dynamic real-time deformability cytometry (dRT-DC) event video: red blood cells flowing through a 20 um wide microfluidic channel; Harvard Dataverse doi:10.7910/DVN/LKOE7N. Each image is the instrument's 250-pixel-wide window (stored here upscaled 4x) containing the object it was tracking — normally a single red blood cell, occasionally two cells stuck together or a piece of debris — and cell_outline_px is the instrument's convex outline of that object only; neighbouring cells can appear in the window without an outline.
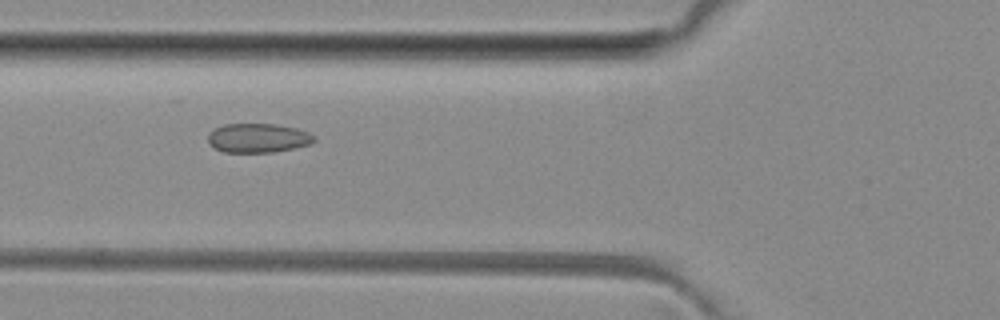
{"species": "common noctule bat (a hibernating species)", "species_latin": "Nyctalus noctula", "temperature_condition": "room temperature", "stored_images_in_passage": 7, "camera_frame_rate_fps": 3000, "um_per_image_px": 0.085, "animal": {"sex": "female", "body_mass_g": 29.2, "forearm_length_mm": 56.3}, "frame": {"image": 1, "passage_image": 5, "time_ms": 6.667, "image_size_px": [1000, 320], "cell_outline_px": [[316, 140], [312, 144], [272, 152], [224, 152], [208, 144], [208, 132], [224, 124], [276, 124], [296, 128], [308, 132], [316, 136]], "centroid_in_image_um": [21.94, 11.72], "position_along_channel_um": 103.9, "area_um2": 18.09}}
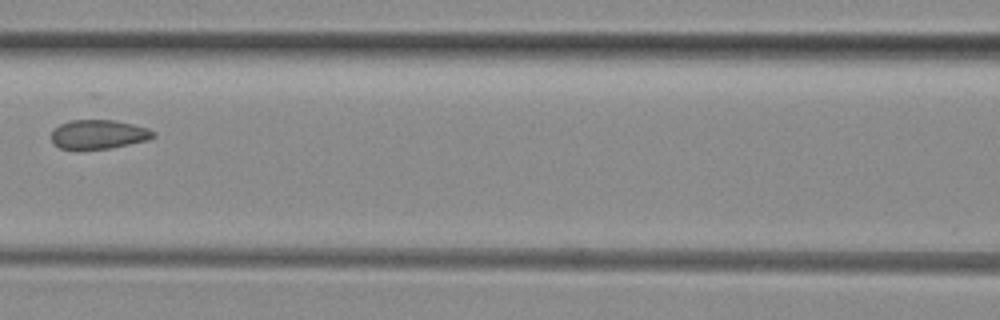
{"frame": {"image": 2, "passage_image": 6, "time_ms": 8.0, "image_size_px": [1000, 320], "cell_outline_px": [[156, 136], [148, 140], [112, 148], [76, 152], [60, 148], [52, 144], [52, 128], [60, 124], [72, 120], [116, 120], [148, 128], [156, 132]], "centroid_in_image_um": [8.34, 11.46], "position_along_channel_um": 158.3, "area_um2": 18.03}}
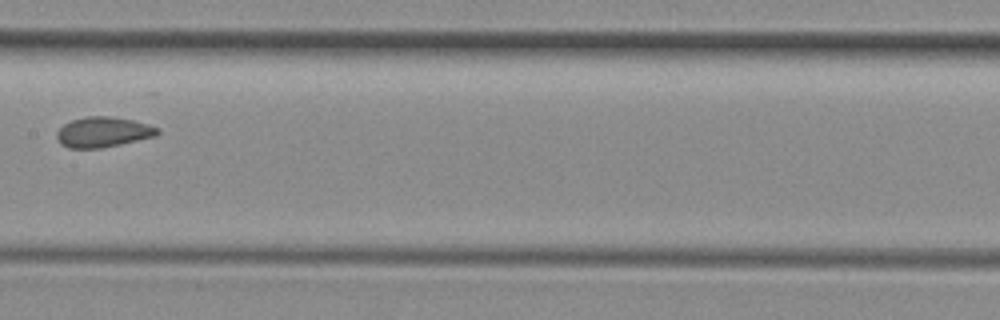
{"frame": {"image": 3, "passage_image": 7, "time_ms": 9.0, "image_size_px": [1000, 320], "cell_outline_px": [[160, 132], [156, 136], [120, 144], [100, 148], [68, 148], [60, 144], [56, 136], [56, 132], [64, 124], [72, 120], [84, 116], [112, 116], [132, 120], [148, 124], [160, 128]], "centroid_in_image_um": [8.76, 11.22], "position_along_channel_um": 198.6, "area_um2": 17.86}}